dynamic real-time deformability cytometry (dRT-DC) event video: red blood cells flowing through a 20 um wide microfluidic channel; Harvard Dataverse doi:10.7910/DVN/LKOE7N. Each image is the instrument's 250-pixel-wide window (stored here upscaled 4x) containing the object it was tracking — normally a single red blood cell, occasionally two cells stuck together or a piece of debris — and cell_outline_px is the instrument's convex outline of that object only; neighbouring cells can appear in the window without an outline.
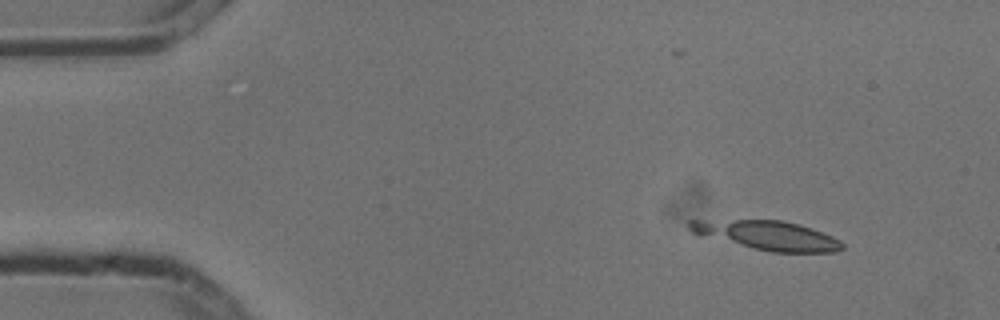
{"species": "common noctule bat (a hibernating species)", "species_latin": "Nyctalus noctula", "temperature_condition": "cold", "stored_images_in_passage": 4, "camera_frame_rate_fps": 3000, "um_per_image_px": 0.085, "animal": {"sex": "male", "body_mass_g": 13.3}, "frame": {"image": 1, "passage_image": 1, "time_ms": 0.0, "image_size_px": [1000, 320], "cell_outline_px": [[844, 248], [836, 252], [772, 252], [752, 248], [692, 232], [688, 228], [688, 220], [784, 220], [800, 224], [812, 228], [832, 236], [840, 240], [844, 244]], "centroid_in_image_um": [65.3, 20.0], "position_along_channel_um": 19.7, "area_um2": 25.66}}
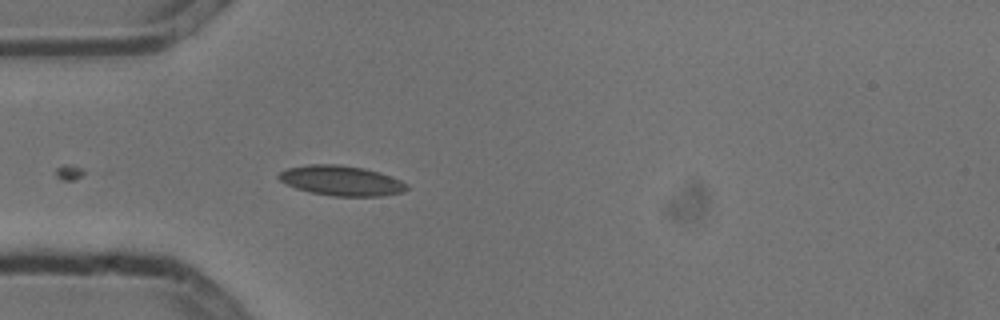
{"frame": {"image": 2, "passage_image": 4, "time_ms": 1.0, "image_size_px": [1000, 320], "cell_outline_px": [[408, 188], [404, 192], [380, 196], [332, 196], [312, 192], [296, 188], [280, 180], [276, 176], [280, 172], [288, 168], [308, 164], [340, 164], [364, 168], [380, 172], [400, 180], [408, 184]], "centroid_in_image_um": [29.03, 15.35], "position_along_channel_um": 56.0, "area_um2": 22.37}}